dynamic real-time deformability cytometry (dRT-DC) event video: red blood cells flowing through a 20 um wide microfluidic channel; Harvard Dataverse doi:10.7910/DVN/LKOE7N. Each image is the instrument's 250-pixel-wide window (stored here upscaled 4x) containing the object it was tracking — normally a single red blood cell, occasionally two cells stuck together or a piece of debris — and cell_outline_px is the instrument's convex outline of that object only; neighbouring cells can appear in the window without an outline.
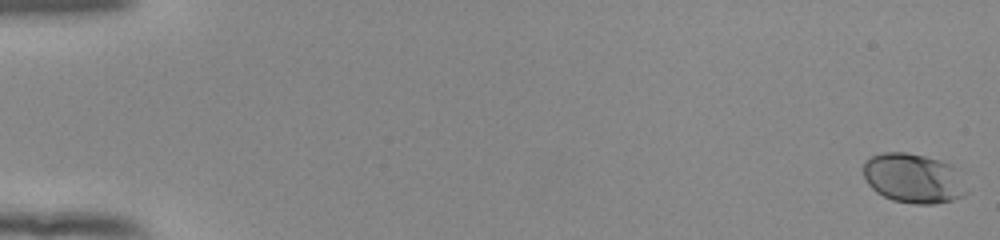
{"species": "human", "species_latin": "Homo sapiens", "temperature_condition": "room temperature", "stored_images_in_passage": 54, "camera_frame_rate_fps": 3000, "um_per_image_px": 0.085, "donor": {"sex": "female"}, "frame": {"image": 1, "passage_image": 1, "time_ms": 0.0, "image_size_px": [1000, 240], "cell_outline_px": [[968, 192], [964, 196], [952, 200], [932, 204], [916, 204], [892, 200], [876, 192], [868, 184], [864, 176], [864, 164], [872, 156], [884, 152], [908, 152], [924, 156], [952, 164]], "centroid_in_image_um": [77.63, 15.16], "position_along_channel_um": 7.4, "area_um2": 29.59}}
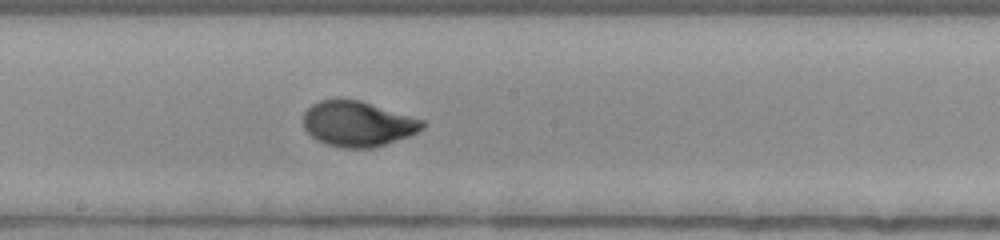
{"frame": {"image": 2, "passage_image": 31, "time_ms": 10.0, "image_size_px": [1000, 240], "cell_outline_px": [[424, 128], [408, 136], [376, 148], [340, 148], [324, 144], [316, 140], [304, 128], [304, 112], [312, 104], [320, 100], [360, 100], [424, 120]], "centroid_in_image_um": [30.4, 10.55], "position_along_channel_um": 217.8, "area_um2": 31.39}}
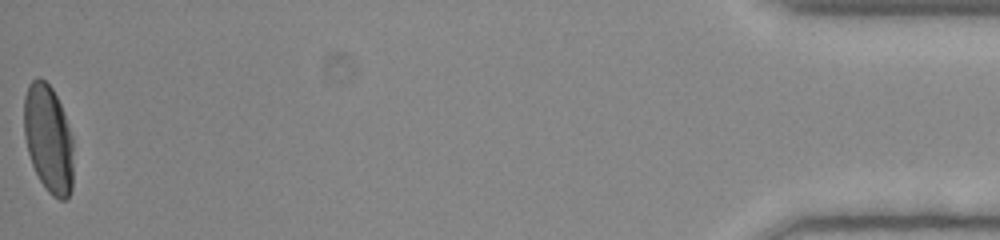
{"frame": {"image": 3, "passage_image": 54, "time_ms": 17.667, "image_size_px": [1000, 240], "cell_outline_px": [[72, 188], [68, 196], [64, 200], [60, 200], [52, 196], [48, 192], [40, 180], [32, 164], [28, 152], [24, 136], [24, 96], [28, 84], [36, 76], [40, 76], [52, 88], [64, 112], [72, 136]], "centroid_in_image_um": [4.1, 11.76], "position_along_channel_um": 431.1, "area_um2": 31.15}, "authors_computed_cell_mechanics": {"area_um2": 30.4895, "velocity_mm_per_s": 3.9436, "shape_relaxation_time_tau1_ms": 3.7635, "shape_relaxation_time_tau2_ms": null, "deformation_change_tau1": 0.1636, "deformation_change_tau2": null}}